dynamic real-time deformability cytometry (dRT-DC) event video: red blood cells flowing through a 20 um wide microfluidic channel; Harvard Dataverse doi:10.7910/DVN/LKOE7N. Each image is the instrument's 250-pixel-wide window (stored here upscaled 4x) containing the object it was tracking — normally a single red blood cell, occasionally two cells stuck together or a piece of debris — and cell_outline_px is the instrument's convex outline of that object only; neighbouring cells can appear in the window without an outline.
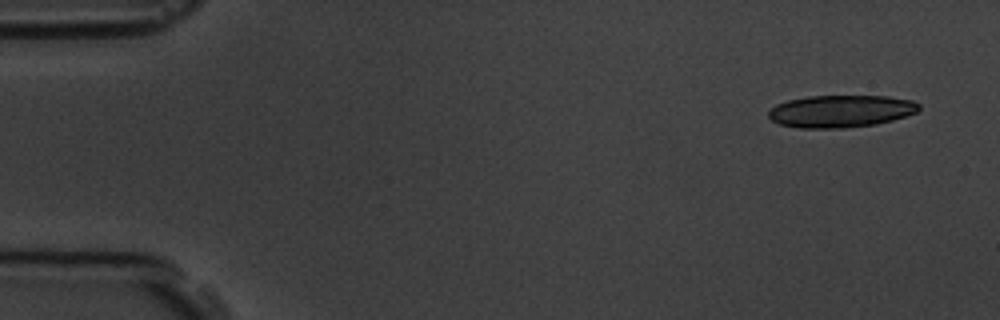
{"species": "common noctule bat (a hibernating species)", "species_latin": "Nyctalus noctula", "temperature_condition": "room temperature", "stored_images_in_passage": 5, "camera_frame_rate_fps": 3000, "um_per_image_px": 0.085, "animal": {"sex": "male", "body_mass_g": 19.5, "forearm_length_mm": 54.6}, "frame": {"image": 1, "passage_image": 1, "time_ms": 0.0, "image_size_px": [1000, 320], "cell_outline_px": [[920, 108], [916, 112], [892, 120], [876, 124], [844, 128], [800, 128], [780, 124], [772, 120], [768, 116], [768, 112], [776, 104], [788, 100], [808, 96], [888, 96], [912, 100], [920, 104]], "centroid_in_image_um": [71.46, 9.45], "position_along_channel_um": 13.5, "area_um2": 28.26}}